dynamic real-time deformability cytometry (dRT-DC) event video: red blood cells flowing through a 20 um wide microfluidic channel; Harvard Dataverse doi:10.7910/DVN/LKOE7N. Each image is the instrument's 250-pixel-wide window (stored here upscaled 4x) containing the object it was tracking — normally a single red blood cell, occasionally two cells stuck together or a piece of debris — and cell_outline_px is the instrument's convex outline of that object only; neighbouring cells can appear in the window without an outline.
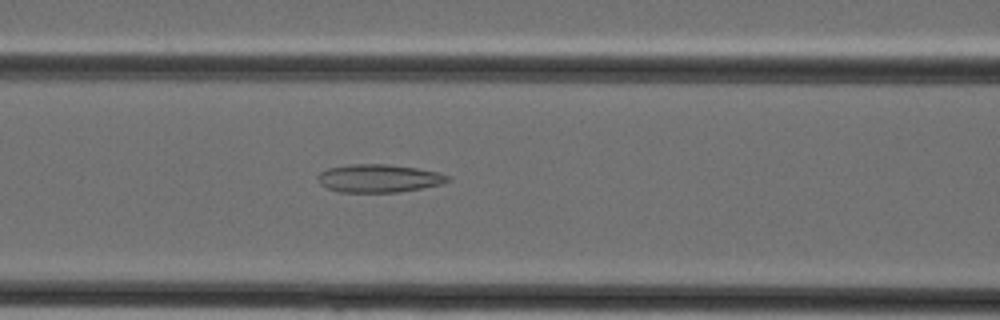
{"species": "Egyptian fruit bat (a non-hibernating species)", "species_latin": "Rousettus aegyptiacus", "temperature_condition": "cold", "stored_images_in_passage": 35, "camera_frame_rate_fps": 3000, "um_per_image_px": 0.085, "animal": {"sex": "female"}, "frame": {"image": 1, "passage_image": 13, "time_ms": 4.0, "image_size_px": [1000, 320], "cell_outline_px": [[452, 180], [440, 184], [400, 192], [340, 192], [328, 188], [320, 184], [316, 176], [320, 172], [328, 168], [348, 164], [388, 164], [416, 168], [440, 172], [452, 176]], "centroid_in_image_um": [32.22, 15.15], "position_along_channel_um": 134.4, "area_um2": 21.39}}
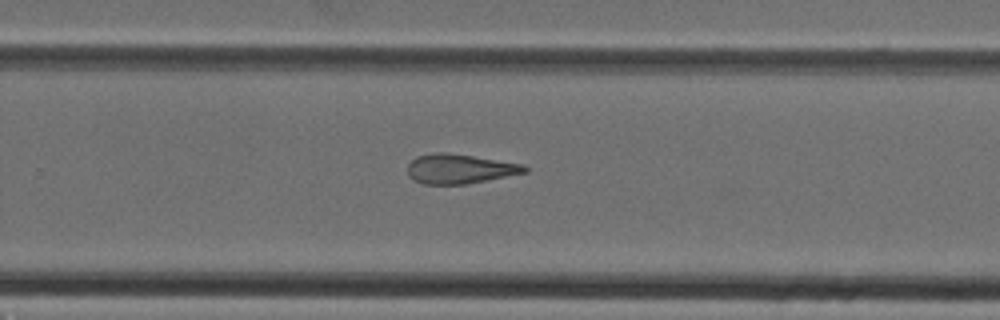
{"frame": {"image": 2, "passage_image": 22, "time_ms": 7.0, "image_size_px": [1000, 320], "cell_outline_px": [[528, 172], [468, 184], [424, 184], [408, 176], [408, 164], [416, 156], [436, 152], [448, 152], [524, 164], [528, 168]], "centroid_in_image_um": [39.09, 14.34], "position_along_channel_um": 290.7, "area_um2": 20.23}}
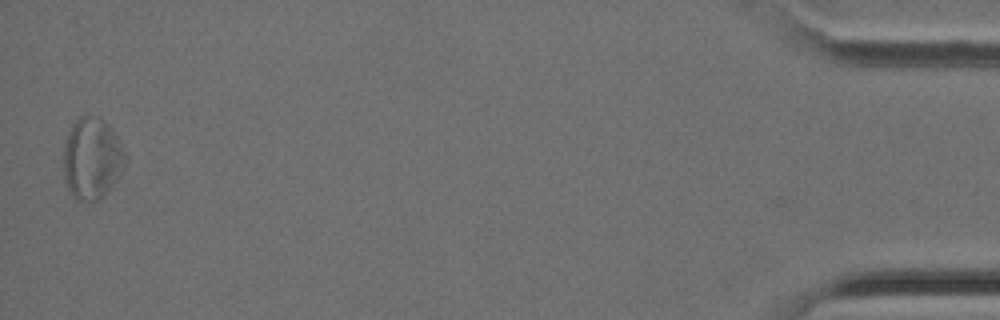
{"frame": {"image": 3, "passage_image": 35, "time_ms": 11.333, "image_size_px": [1000, 320], "cell_outline_px": [[128, 160], [116, 180], [108, 192], [100, 200], [76, 200], [68, 188], [64, 176], [64, 144], [68, 132], [72, 124], [80, 116], [100, 116], [112, 128], [128, 156]], "centroid_in_image_um": [7.84, 13.45], "position_along_channel_um": 427.4, "area_um2": 29.59}}